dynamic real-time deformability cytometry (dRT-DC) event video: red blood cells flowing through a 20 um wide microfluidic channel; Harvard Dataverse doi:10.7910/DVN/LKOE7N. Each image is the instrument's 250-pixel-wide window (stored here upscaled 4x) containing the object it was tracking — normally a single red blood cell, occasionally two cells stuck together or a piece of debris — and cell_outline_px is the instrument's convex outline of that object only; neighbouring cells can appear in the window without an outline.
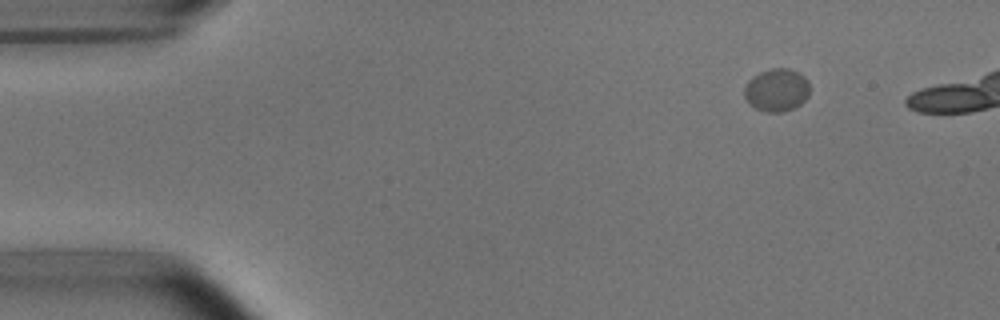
{"species": "common noctule bat (a hibernating species)", "species_latin": "Nyctalus noctula", "temperature_condition": "room temperature", "stored_images_in_passage": 7, "camera_frame_rate_fps": 3000, "um_per_image_px": 0.085, "animal": {"sex": "male", "body_mass_g": 15.6}, "frame": {"image": 1, "passage_image": 1, "time_ms": 0.0, "image_size_px": [1000, 320], "cell_outline_px": [[808, 96], [800, 104], [784, 112], [768, 112], [756, 108], [748, 104], [744, 96], [744, 88], [748, 80], [752, 76], [760, 72], [772, 68], [788, 68], [800, 72], [808, 80]], "centroid_in_image_um": [66.0, 7.64], "position_along_channel_um": 19.0, "area_um2": 16.42}}
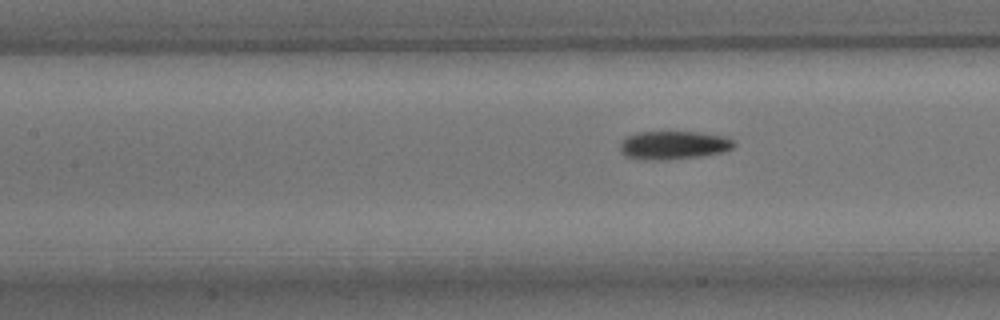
{"frame": {"image": 2, "passage_image": 7, "time_ms": 8.0, "image_size_px": [1000, 320], "cell_outline_px": [[736, 144], [732, 148], [724, 152], [700, 156], [664, 160], [644, 160], [624, 156], [620, 152], [620, 144], [628, 136], [636, 132], [700, 132], [724, 136], [732, 140]], "centroid_in_image_um": [57.24, 12.34], "position_along_channel_um": 150.2, "area_um2": 18.9}}